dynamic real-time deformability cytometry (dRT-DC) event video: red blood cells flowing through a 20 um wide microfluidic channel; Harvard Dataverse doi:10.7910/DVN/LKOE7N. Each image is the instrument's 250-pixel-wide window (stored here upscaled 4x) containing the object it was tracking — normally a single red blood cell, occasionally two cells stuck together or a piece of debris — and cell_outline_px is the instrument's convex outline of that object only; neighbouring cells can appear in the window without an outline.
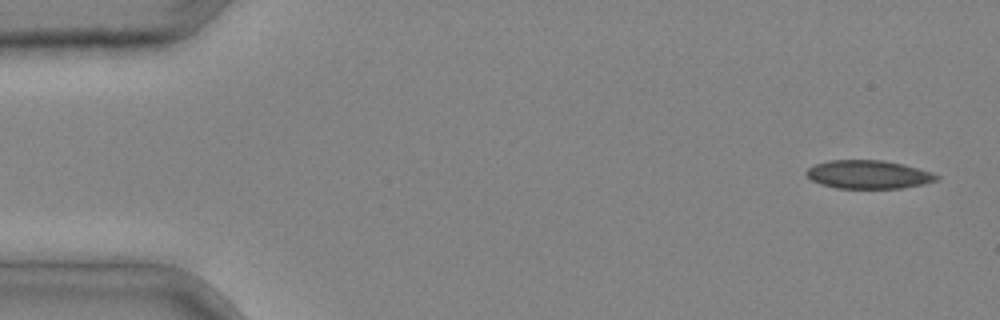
{"species": "common noctule bat (a hibernating species)", "species_latin": "Nyctalus noctula", "temperature_condition": "cold", "stored_images_in_passage": 4, "camera_frame_rate_fps": 3000, "um_per_image_px": 0.085, "animal": {"sex": "male", "body_mass_g": 20.4}, "frame": {"image": 1, "passage_image": 1, "time_ms": 0.0, "image_size_px": [1000, 320], "cell_outline_px": [[940, 176], [936, 180], [924, 184], [900, 188], [836, 188], [820, 184], [812, 180], [804, 172], [808, 168], [816, 164], [828, 160], [884, 160], [904, 164], [932, 172]], "centroid_in_image_um": [73.81, 14.82], "position_along_channel_um": 11.2, "area_um2": 21.56}}